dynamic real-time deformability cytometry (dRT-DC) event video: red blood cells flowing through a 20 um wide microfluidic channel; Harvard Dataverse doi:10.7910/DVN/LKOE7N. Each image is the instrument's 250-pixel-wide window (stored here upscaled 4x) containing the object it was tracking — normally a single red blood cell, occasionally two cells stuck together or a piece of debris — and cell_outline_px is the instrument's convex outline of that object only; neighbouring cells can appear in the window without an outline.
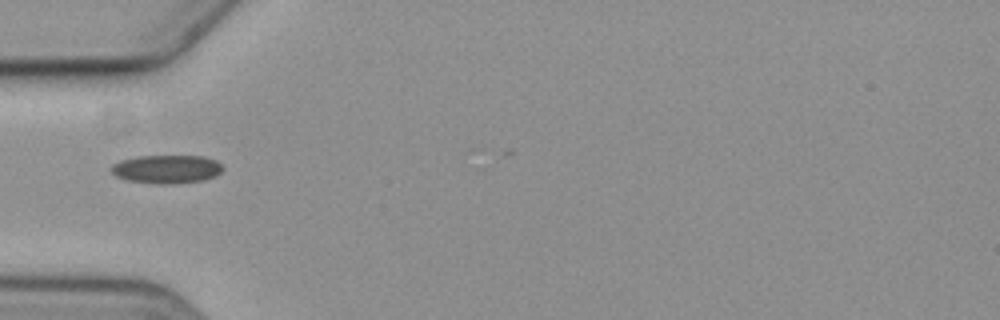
{"species": "common noctule bat (a hibernating species)", "species_latin": "Nyctalus noctula", "temperature_condition": "cold", "stored_images_in_passage": 5, "camera_frame_rate_fps": 3000, "um_per_image_px": 0.085, "animal": {"sex": "female", "body_mass_g": 19.3, "forearm_length_mm": 54.1}, "frame": {"image": 1, "passage_image": 3, "time_ms": 2.333, "image_size_px": [1000, 320], "cell_outline_px": [[224, 168], [216, 176], [204, 180], [176, 184], [160, 184], [128, 180], [116, 176], [108, 168], [112, 164], [120, 160], [136, 156], [204, 156], [216, 160]], "centroid_in_image_um": [14.16, 14.37], "position_along_channel_um": 70.8, "area_um2": 18.67}}
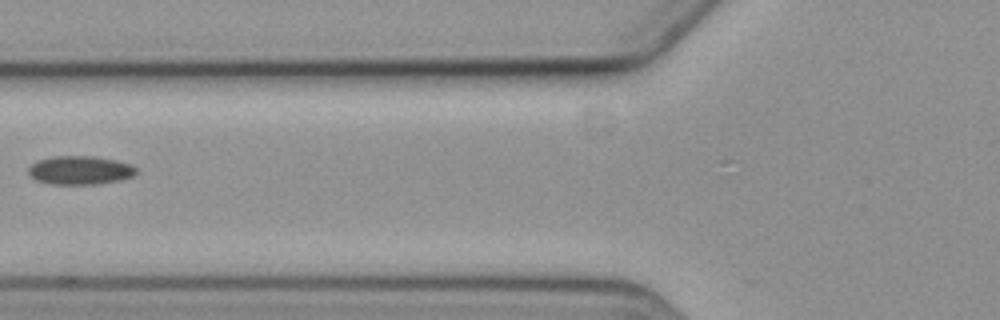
{"frame": {"image": 2, "passage_image": 4, "time_ms": 3.667, "image_size_px": [1000, 320], "cell_outline_px": [[136, 172], [132, 176], [120, 180], [96, 184], [48, 184], [36, 180], [28, 172], [28, 168], [36, 160], [52, 156], [92, 156], [116, 160], [132, 164], [136, 168]], "centroid_in_image_um": [6.79, 14.46], "position_along_channel_um": 119.0, "area_um2": 18.03}}
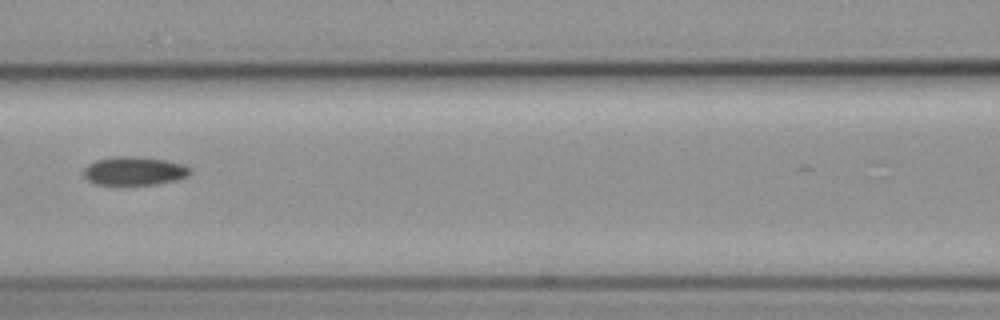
{"frame": {"image": 3, "passage_image": 5, "time_ms": 4.667, "image_size_px": [1000, 320], "cell_outline_px": [[192, 172], [188, 176], [176, 180], [156, 184], [96, 184], [88, 180], [84, 176], [84, 168], [88, 164], [96, 160], [112, 156], [136, 156], [168, 160], [184, 164], [192, 168]], "centroid_in_image_um": [11.45, 14.51], "position_along_channel_um": 155.1, "area_um2": 17.86}}